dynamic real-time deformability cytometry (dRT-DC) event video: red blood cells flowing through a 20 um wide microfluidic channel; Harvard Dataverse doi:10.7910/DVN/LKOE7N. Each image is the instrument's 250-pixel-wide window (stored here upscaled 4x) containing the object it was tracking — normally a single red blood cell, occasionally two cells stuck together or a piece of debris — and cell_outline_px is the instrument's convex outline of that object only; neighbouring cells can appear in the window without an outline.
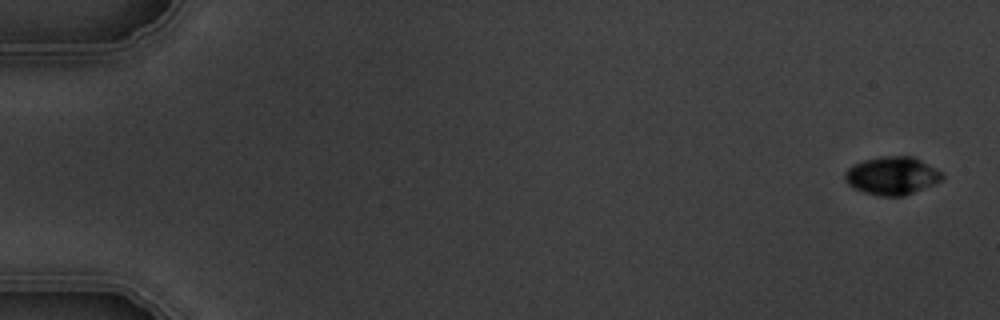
{"species": "common noctule bat (a hibernating species)", "species_latin": "Nyctalus noctula", "temperature_condition": "warm", "stored_images_in_passage": 8, "camera_frame_rate_fps": 3000, "um_per_image_px": 0.085, "animal": {"sex": "male", "body_mass_g": 19.5, "forearm_length_mm": 54.6}, "frame": {"image": 1, "passage_image": 1, "time_ms": 0.0, "image_size_px": [1000, 320], "cell_outline_px": [[944, 176], [940, 180], [932, 184], [904, 196], [880, 196], [864, 192], [852, 188], [844, 180], [844, 172], [848, 168], [864, 160], [884, 156], [912, 156], [920, 160], [940, 172]], "centroid_in_image_um": [75.76, 14.94], "position_along_channel_um": 9.2, "area_um2": 21.21}}
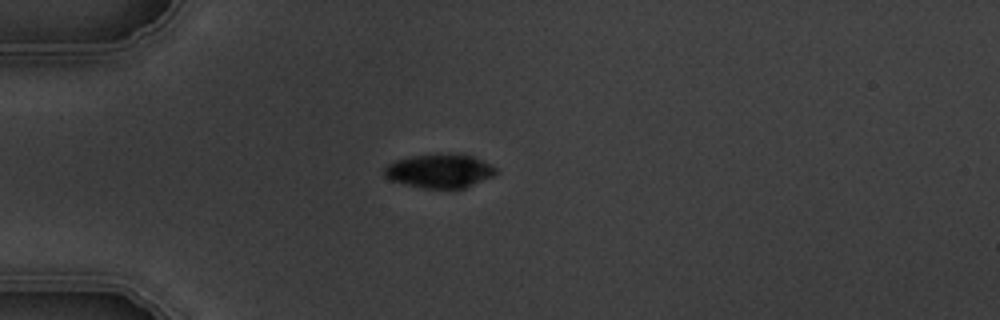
{"frame": {"image": 2, "passage_image": 5, "time_ms": 4.667, "image_size_px": [1000, 320], "cell_outline_px": [[496, 172], [492, 176], [464, 188], [424, 188], [392, 180], [384, 176], [384, 168], [388, 164], [396, 160], [412, 156], [472, 156], [492, 164], [496, 168]], "centroid_in_image_um": [37.36, 14.56], "position_along_channel_um": 47.6, "area_um2": 21.04}}
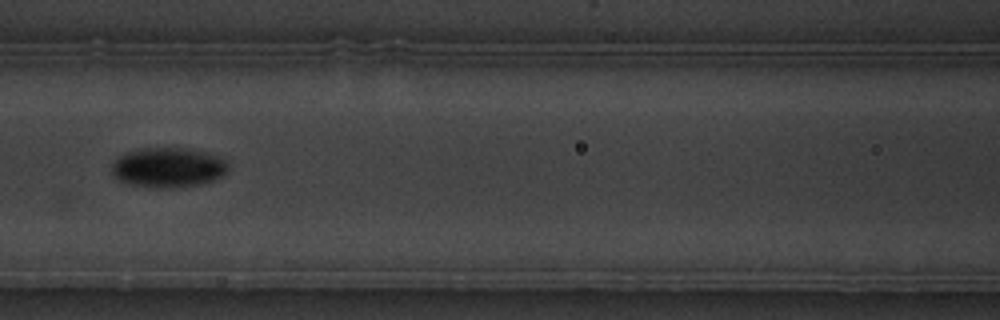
{"frame": {"image": 3, "passage_image": 8, "time_ms": 8.0, "image_size_px": [1000, 320], "cell_outline_px": [[228, 168], [224, 176], [200, 184], [160, 188], [156, 188], [128, 184], [120, 180], [112, 172], [112, 164], [120, 156], [128, 152], [140, 148], [188, 148], [208, 152], [224, 156], [228, 160]], "centroid_in_image_um": [14.37, 14.21], "position_along_channel_um": 152.2, "area_um2": 27.17}}